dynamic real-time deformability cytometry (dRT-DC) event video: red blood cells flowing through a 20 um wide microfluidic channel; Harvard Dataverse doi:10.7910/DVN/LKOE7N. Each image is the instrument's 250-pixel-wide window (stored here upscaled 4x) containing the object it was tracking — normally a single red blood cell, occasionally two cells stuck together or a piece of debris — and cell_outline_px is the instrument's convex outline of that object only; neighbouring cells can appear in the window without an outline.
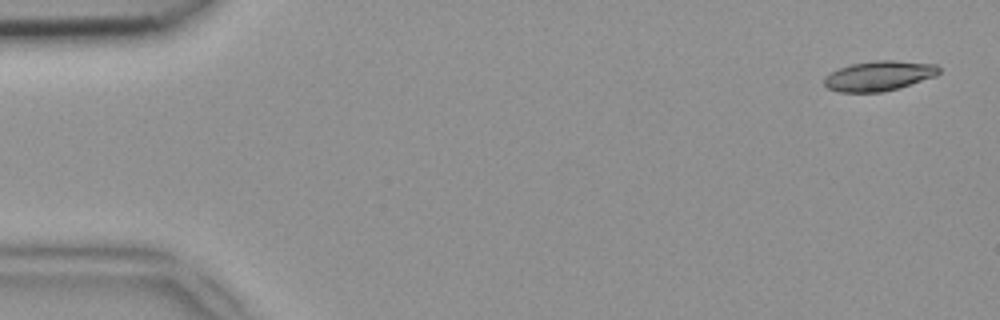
{"species": "common noctule bat (a hibernating species)", "species_latin": "Nyctalus noctula", "temperature_condition": "room temperature", "stored_images_in_passage": 49, "camera_frame_rate_fps": 3000, "um_per_image_px": 0.085, "animal": {"sex": "female", "body_mass_g": 18.4}, "frame": {"image": 1, "passage_image": 2, "time_ms": 0.333, "image_size_px": [1000, 320], "cell_outline_px": [[940, 72], [936, 76], [900, 88], [880, 92], [840, 92], [828, 88], [824, 84], [824, 76], [840, 68], [852, 64], [876, 60], [892, 60], [936, 64], [940, 68]], "centroid_in_image_um": [74.74, 6.45], "position_along_channel_um": 10.3, "area_um2": 20.0}}
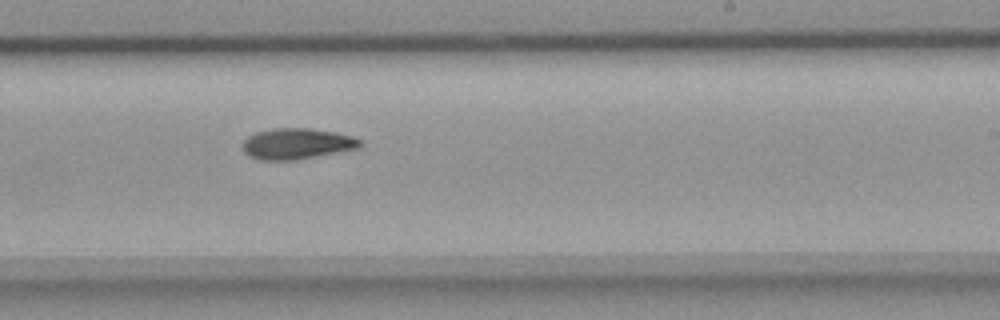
{"frame": {"image": 2, "passage_image": 30, "time_ms": 9.667, "image_size_px": [1000, 320], "cell_outline_px": [[364, 144], [360, 148], [300, 160], [260, 160], [248, 156], [244, 152], [244, 140], [248, 136], [256, 132], [272, 128], [308, 128], [336, 132], [352, 136], [360, 140]], "centroid_in_image_um": [25.27, 12.23], "position_along_channel_um": 263.7, "area_um2": 21.44}}
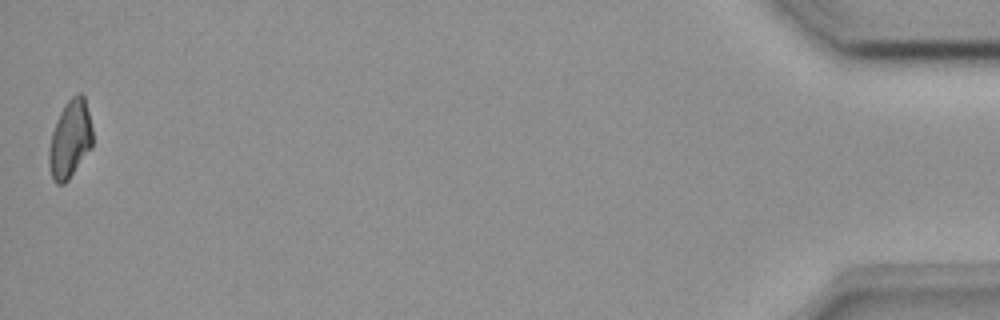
{"frame": {"image": 3, "passage_image": 49, "time_ms": 16.0, "image_size_px": [1000, 320], "cell_outline_px": [[92, 148], [68, 180], [64, 184], [56, 184], [52, 180], [48, 164], [48, 152], [52, 132], [56, 120], [64, 104], [76, 92], [80, 92], [84, 96], [92, 128]], "centroid_in_image_um": [5.94, 11.84], "position_along_channel_um": 429.3, "area_um2": 20.0}}